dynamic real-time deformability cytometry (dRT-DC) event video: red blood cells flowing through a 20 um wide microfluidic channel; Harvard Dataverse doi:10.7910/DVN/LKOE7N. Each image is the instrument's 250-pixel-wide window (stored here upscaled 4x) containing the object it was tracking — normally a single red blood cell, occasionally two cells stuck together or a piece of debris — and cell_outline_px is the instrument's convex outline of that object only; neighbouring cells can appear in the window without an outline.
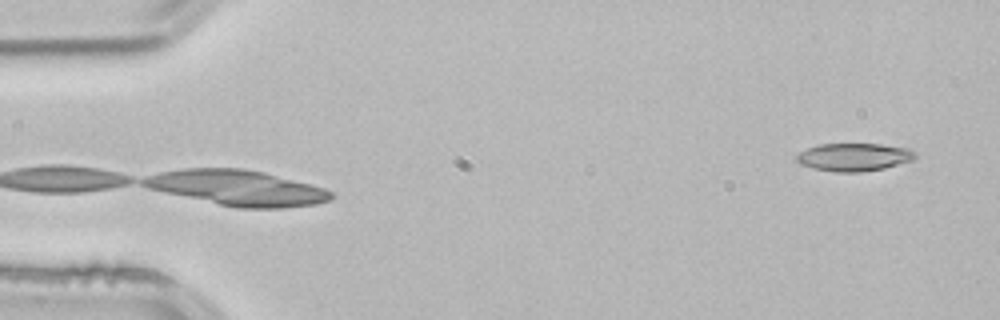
{"species": "common noctule bat (a hibernating species)", "species_latin": "Nyctalus noctula", "temperature_condition": "room temperature", "stored_images_in_passage": 3, "camera_frame_rate_fps": 3000, "um_per_image_px": 0.085, "animal": {"sex": "male", "body_mass_g": 21.5, "forearm_length_mm": 52.0}, "frame": {"image": 1, "passage_image": 3, "time_ms": 0.667, "image_size_px": [1000, 320], "cell_outline_px": [[916, 156], [912, 160], [884, 168], [864, 172], [832, 172], [812, 168], [800, 164], [796, 160], [796, 156], [800, 152], [808, 148], [820, 144], [880, 144], [908, 148], [916, 152]], "centroid_in_image_um": [72.58, 13.36], "position_along_channel_um": 12.4, "area_um2": 19.31}}